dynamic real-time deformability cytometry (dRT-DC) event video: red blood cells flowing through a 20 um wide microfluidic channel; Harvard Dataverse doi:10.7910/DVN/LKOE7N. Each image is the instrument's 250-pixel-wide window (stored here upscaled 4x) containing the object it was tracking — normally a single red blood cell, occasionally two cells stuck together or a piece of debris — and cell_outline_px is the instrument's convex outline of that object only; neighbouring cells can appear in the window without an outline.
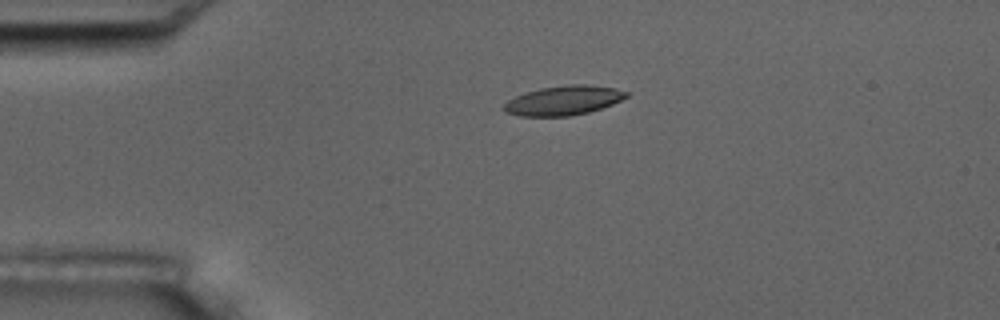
{"species": "common noctule bat (a hibernating species)", "species_latin": "Nyctalus noctula", "temperature_condition": "room temperature", "stored_images_in_passage": 4, "camera_frame_rate_fps": 3000, "um_per_image_px": 0.085, "animal": {"sex": "male", "body_mass_g": 17.5, "forearm_length_mm": 52.3}, "frame": {"image": 1, "passage_image": 3, "time_ms": 3.0, "image_size_px": [1000, 320], "cell_outline_px": [[628, 96], [612, 104], [588, 112], [568, 116], [520, 116], [504, 112], [504, 104], [508, 100], [516, 96], [540, 88], [568, 84], [584, 84], [612, 88], [628, 92]], "centroid_in_image_um": [47.87, 8.54], "position_along_channel_um": 37.1, "area_um2": 20.69}}